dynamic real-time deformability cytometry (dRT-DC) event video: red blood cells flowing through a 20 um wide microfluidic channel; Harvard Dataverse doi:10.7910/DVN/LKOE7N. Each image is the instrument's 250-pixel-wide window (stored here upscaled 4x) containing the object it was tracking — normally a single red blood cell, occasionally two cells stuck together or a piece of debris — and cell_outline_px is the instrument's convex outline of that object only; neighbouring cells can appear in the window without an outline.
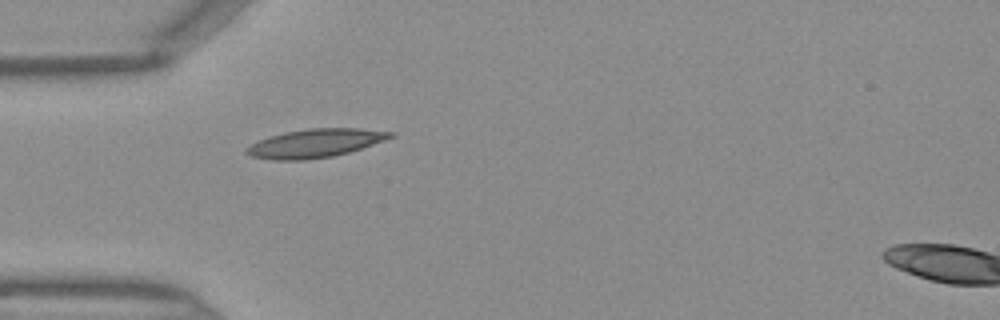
{"species": "Egyptian fruit bat (a non-hibernating species)", "species_latin": "Rousettus aegyptiacus", "temperature_condition": "warm", "stored_images_in_passage": 34, "camera_frame_rate_fps": 3000, "um_per_image_px": 0.085, "frame": {"image": 1, "passage_image": 1, "time_ms": 0.0, "image_size_px": [1000, 320], "cell_outline_px": [[396, 136], [348, 152], [332, 156], [304, 160], [272, 160], [252, 156], [244, 152], [244, 148], [260, 140], [284, 132], [308, 128], [356, 128], [396, 132]], "centroid_in_image_um": [26.79, 12.17], "position_along_channel_um": 58.2, "area_um2": 23.7}}
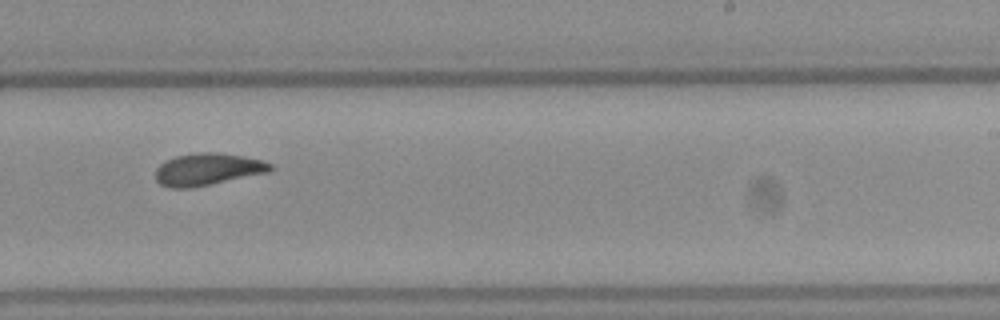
{"frame": {"image": 2, "passage_image": 16, "time_ms": 5.0, "image_size_px": [1000, 320], "cell_outline_px": [[272, 168], [268, 172], [188, 188], [168, 188], [160, 184], [156, 180], [156, 168], [160, 164], [176, 156], [196, 152], [216, 152], [244, 156], [260, 160], [272, 164]], "centroid_in_image_um": [17.61, 14.38], "position_along_channel_um": 271.4, "area_um2": 21.15}}
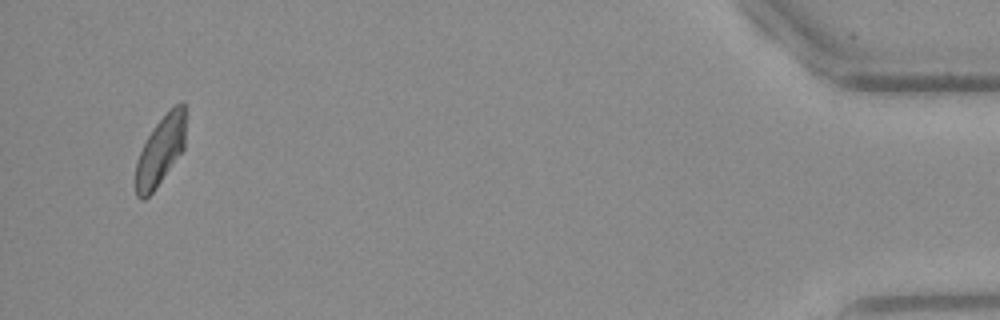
{"frame": {"image": 3, "passage_image": 32, "time_ms": 10.333, "image_size_px": [1000, 320], "cell_outline_px": [[184, 148], [156, 188], [144, 200], [140, 200], [136, 196], [136, 164], [140, 152], [148, 136], [156, 124], [180, 100], [184, 100]], "centroid_in_image_um": [13.63, 12.84], "position_along_channel_um": 421.6, "area_um2": 19.59}}